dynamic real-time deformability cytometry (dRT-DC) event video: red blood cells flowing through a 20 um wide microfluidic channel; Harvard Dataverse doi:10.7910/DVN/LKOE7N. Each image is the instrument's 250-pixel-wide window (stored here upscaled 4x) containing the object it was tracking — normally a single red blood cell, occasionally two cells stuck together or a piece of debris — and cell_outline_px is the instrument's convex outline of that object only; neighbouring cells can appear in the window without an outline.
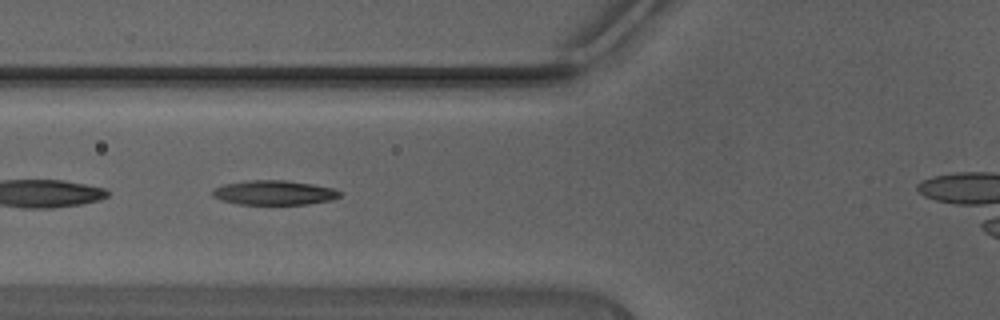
{"species": "Egyptian fruit bat (a non-hibernating species)", "species_latin": "Rousettus aegyptiacus", "temperature_condition": "warm", "stored_images_in_passage": 35, "camera_frame_rate_fps": 3000, "um_per_image_px": 0.085, "animal": {"sex": "male"}, "frame": {"image": 1, "passage_image": 11, "time_ms": 3.333, "image_size_px": [1000, 320], "cell_outline_px": [[340, 196], [332, 200], [308, 204], [240, 204], [224, 200], [212, 196], [212, 192], [216, 188], [224, 184], [248, 180], [284, 180], [312, 184], [332, 188], [340, 192]], "centroid_in_image_um": [23.32, 16.37], "position_along_channel_um": 102.5, "area_um2": 17.92}}
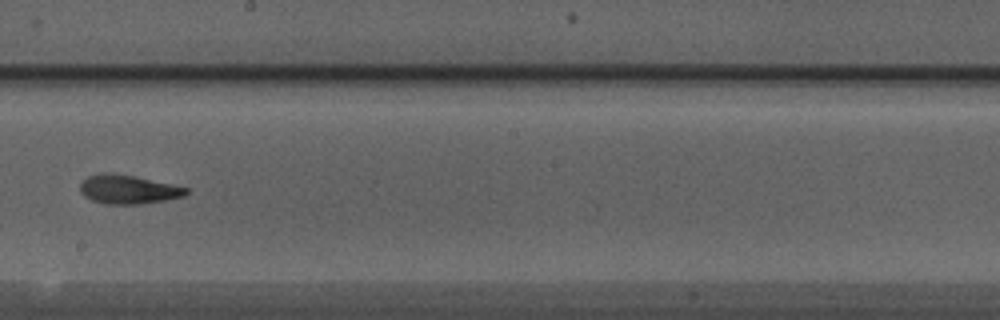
{"frame": {"image": 2, "passage_image": 20, "time_ms": 6.333, "image_size_px": [1000, 320], "cell_outline_px": [[188, 192], [184, 196], [164, 200], [140, 204], [104, 204], [92, 200], [84, 196], [80, 192], [80, 184], [88, 176], [100, 172], [132, 176], [188, 188]], "centroid_in_image_um": [10.85, 16.11], "position_along_channel_um": 237.4, "area_um2": 17.51}}
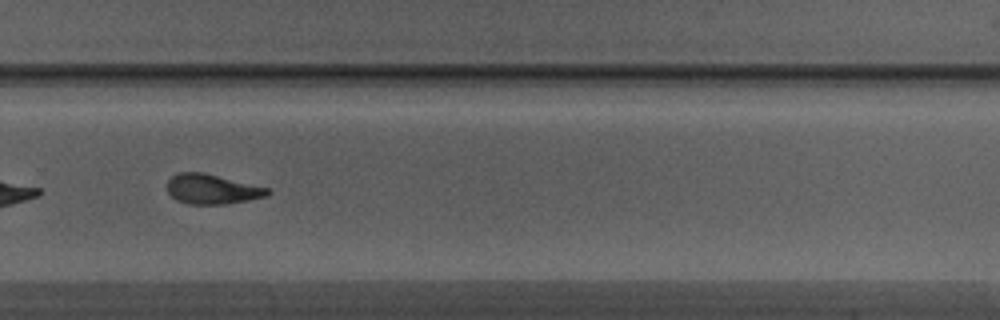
{"frame": {"image": 3, "passage_image": 25, "time_ms": 8.0, "image_size_px": [1000, 320], "cell_outline_px": [[272, 192], [264, 196], [248, 200], [224, 204], [188, 204], [176, 200], [168, 192], [168, 180], [172, 176], [180, 172], [204, 172], [268, 188]], "centroid_in_image_um": [18.0, 16.07], "position_along_channel_um": 311.8, "area_um2": 17.28}, "authors_computed_cell_mechanics": {"area_um2": 17.918, "velocity_mm_per_s": 4.4977, "shape_relaxation_time_tau1_ms": 3.9265, "shape_relaxation_time_tau2_ms": 1.9822, "deformation_change_tau1": 0.1798, "deformation_change_tau2": 0.0909}}